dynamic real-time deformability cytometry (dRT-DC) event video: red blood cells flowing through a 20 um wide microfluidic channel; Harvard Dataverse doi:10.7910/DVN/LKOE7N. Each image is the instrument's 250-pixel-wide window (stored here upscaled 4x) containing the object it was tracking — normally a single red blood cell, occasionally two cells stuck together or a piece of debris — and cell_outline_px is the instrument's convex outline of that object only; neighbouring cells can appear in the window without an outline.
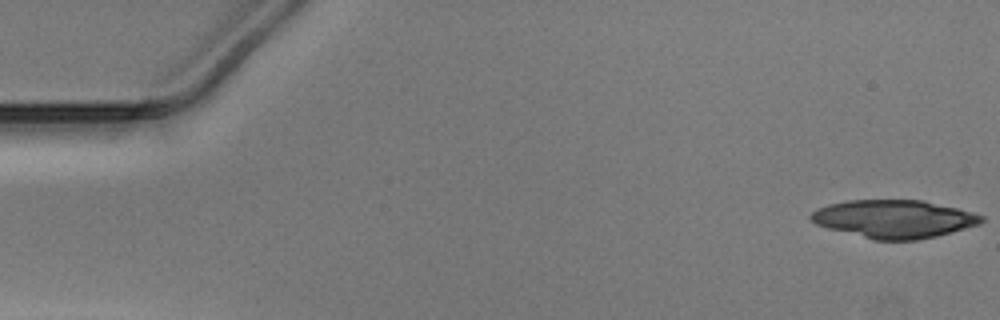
{"species": "Egyptian fruit bat (a non-hibernating species)", "species_latin": "Rousettus aegyptiacus", "temperature_condition": "warm", "stored_images_in_passage": 38, "camera_frame_rate_fps": 3000, "um_per_image_px": 0.085, "animal": {"sex": "male"}, "frame": {"image": 1, "passage_image": 1, "time_ms": 0.0, "image_size_px": [1000, 320], "cell_outline_px": [[984, 220], [980, 224], [952, 232], [936, 236], [916, 240], [872, 240], [828, 228], [816, 224], [808, 216], [812, 212], [828, 204], [848, 200], [924, 200], [972, 212], [984, 216]], "centroid_in_image_um": [75.99, 18.61], "position_along_channel_um": 9.0, "area_um2": 37.74}}